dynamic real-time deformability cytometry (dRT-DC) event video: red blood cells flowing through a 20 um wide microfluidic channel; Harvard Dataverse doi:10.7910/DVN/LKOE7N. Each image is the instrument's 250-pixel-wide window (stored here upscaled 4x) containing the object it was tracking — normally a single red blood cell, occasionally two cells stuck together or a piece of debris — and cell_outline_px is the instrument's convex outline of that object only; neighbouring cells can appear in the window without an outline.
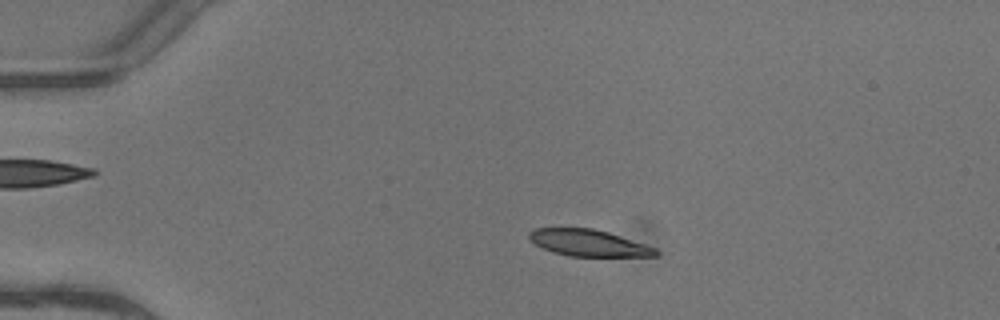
{"species": "common noctule bat (a hibernating species)", "species_latin": "Nyctalus noctula", "temperature_condition": "warm", "stored_images_in_passage": 5, "segment_of_instrument_passage": [1, 2], "camera_frame_rate_fps": 3000, "um_per_image_px": 0.085, "animal": {"sex": "female"}, "frame": {"image": 1, "passage_image": 3, "time_ms": 0.667, "image_size_px": [1000, 320], "cell_outline_px": [[660, 252], [656, 256], [568, 256], [552, 252], [536, 244], [528, 236], [528, 232], [536, 228], [592, 228], [608, 232], [656, 248]], "centroid_in_image_um": [50.03, 20.65], "position_along_channel_um": 35.0, "area_um2": 19.42}}